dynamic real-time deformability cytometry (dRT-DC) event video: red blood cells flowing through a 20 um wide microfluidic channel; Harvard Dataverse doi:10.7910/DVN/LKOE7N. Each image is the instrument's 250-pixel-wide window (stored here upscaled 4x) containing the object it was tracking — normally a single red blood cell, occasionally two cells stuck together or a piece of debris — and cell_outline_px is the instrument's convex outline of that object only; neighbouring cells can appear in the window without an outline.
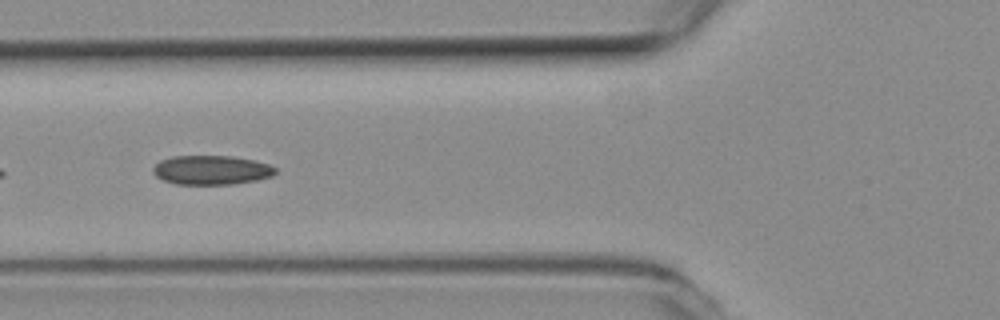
{"species": "common noctule bat (a hibernating species)", "species_latin": "Nyctalus noctula", "temperature_condition": "room temperature", "stored_images_in_passage": 6, "camera_frame_rate_fps": 3000, "um_per_image_px": 0.085, "animal": {"sex": "female", "body_mass_g": 19.3, "forearm_length_mm": 54.1}, "frame": {"image": 1, "passage_image": 4, "time_ms": 1.0, "image_size_px": [1000, 320], "cell_outline_px": [[276, 172], [272, 176], [256, 180], [236, 184], [176, 184], [164, 180], [156, 176], [152, 172], [152, 168], [160, 160], [172, 156], [232, 156], [252, 160], [268, 164], [276, 168]], "centroid_in_image_um": [17.95, 14.45], "position_along_channel_um": 107.8, "area_um2": 20.81}}
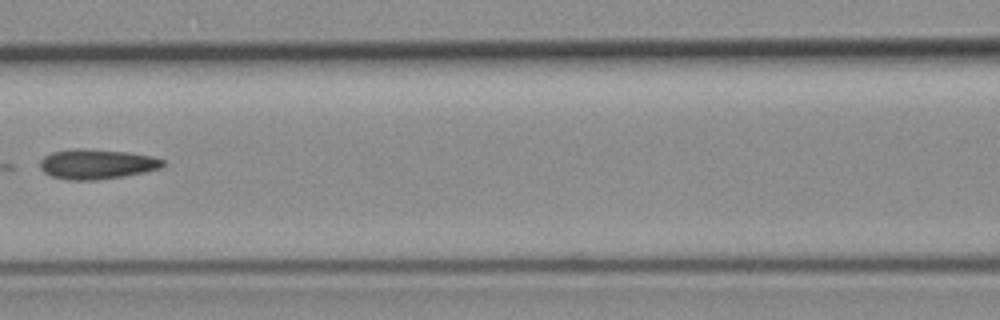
{"frame": {"image": 2, "passage_image": 6, "time_ms": 1.667, "image_size_px": [1000, 320], "cell_outline_px": [[164, 164], [160, 168], [144, 172], [124, 176], [96, 180], [68, 180], [52, 176], [44, 172], [40, 168], [40, 160], [44, 156], [52, 152], [76, 148], [80, 148], [128, 152], [152, 156], [164, 160]], "centroid_in_image_um": [8.21, 13.95], "position_along_channel_um": 158.4, "area_um2": 21.39}}